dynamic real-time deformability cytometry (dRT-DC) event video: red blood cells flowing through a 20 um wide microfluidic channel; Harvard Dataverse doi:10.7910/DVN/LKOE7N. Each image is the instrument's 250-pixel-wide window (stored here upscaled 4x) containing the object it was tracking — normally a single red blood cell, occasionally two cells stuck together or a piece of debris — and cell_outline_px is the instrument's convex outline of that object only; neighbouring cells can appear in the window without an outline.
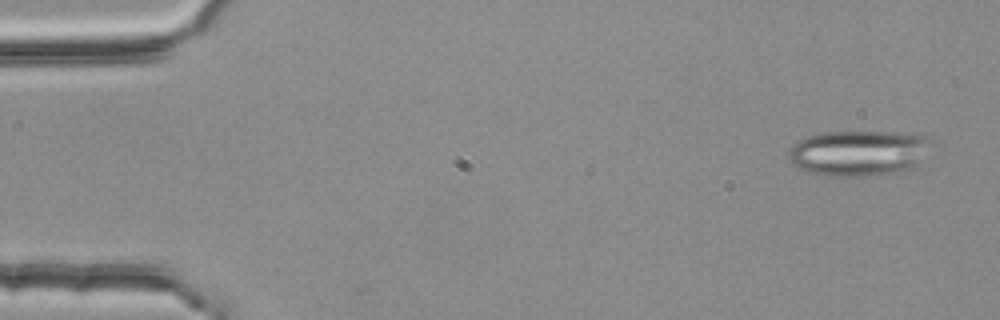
{"species": "common noctule bat (a hibernating species)", "species_latin": "Nyctalus noctula", "temperature_condition": "room temperature", "stored_images_in_passage": 5, "camera_frame_rate_fps": 3000, "um_per_image_px": 0.085, "animal": {"sex": "female", "body_mass_g": 25.1}, "frame": {"image": 1, "passage_image": 1, "time_ms": 0.0, "image_size_px": [1000, 320], "cell_outline_px": [[928, 140], [916, 168], [908, 172], [868, 176], [828, 176], [808, 172], [792, 164], [788, 160], [788, 152], [800, 140], [808, 136], [820, 132], [880, 132], [928, 136]], "centroid_in_image_um": [72.93, 13.04], "position_along_channel_um": 12.1, "area_um2": 37.63}}